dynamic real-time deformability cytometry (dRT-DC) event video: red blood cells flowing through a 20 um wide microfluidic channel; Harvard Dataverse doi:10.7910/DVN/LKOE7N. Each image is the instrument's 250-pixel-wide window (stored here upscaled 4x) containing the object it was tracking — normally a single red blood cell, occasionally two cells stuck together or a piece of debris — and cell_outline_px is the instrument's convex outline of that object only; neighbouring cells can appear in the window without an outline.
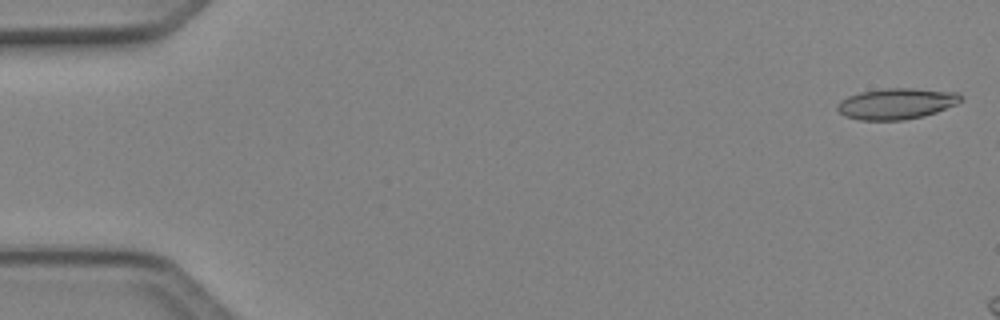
{"species": "Egyptian fruit bat (a non-hibernating species)", "species_latin": "Rousettus aegyptiacus", "temperature_condition": "cold", "stored_images_in_passage": 7, "camera_frame_rate_fps": 3000, "um_per_image_px": 0.085, "animal": {"sex": "female"}, "frame": {"image": 1, "passage_image": 1, "time_ms": 0.0, "image_size_px": [1000, 320], "cell_outline_px": [[964, 96], [956, 104], [936, 112], [924, 116], [904, 120], [860, 120], [844, 116], [836, 108], [836, 104], [840, 100], [848, 96], [860, 92], [884, 88], [912, 88], [956, 92]], "centroid_in_image_um": [76.17, 8.81], "position_along_channel_um": 8.8, "area_um2": 22.37}}